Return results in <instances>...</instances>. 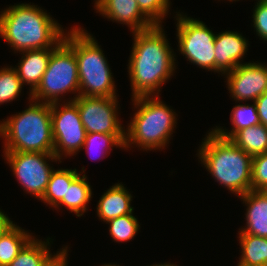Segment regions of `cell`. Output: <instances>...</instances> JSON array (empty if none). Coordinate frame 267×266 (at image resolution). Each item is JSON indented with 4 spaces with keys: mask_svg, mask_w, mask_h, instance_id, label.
<instances>
[{
    "mask_svg": "<svg viewBox=\"0 0 267 266\" xmlns=\"http://www.w3.org/2000/svg\"><path fill=\"white\" fill-rule=\"evenodd\" d=\"M53 48H43L21 51L23 55L18 66L13 67L21 79L22 84L29 85L30 94L39 86L51 57Z\"/></svg>",
    "mask_w": 267,
    "mask_h": 266,
    "instance_id": "obj_15",
    "label": "cell"
},
{
    "mask_svg": "<svg viewBox=\"0 0 267 266\" xmlns=\"http://www.w3.org/2000/svg\"><path fill=\"white\" fill-rule=\"evenodd\" d=\"M230 140L252 157L267 153V127L263 124L240 129Z\"/></svg>",
    "mask_w": 267,
    "mask_h": 266,
    "instance_id": "obj_21",
    "label": "cell"
},
{
    "mask_svg": "<svg viewBox=\"0 0 267 266\" xmlns=\"http://www.w3.org/2000/svg\"><path fill=\"white\" fill-rule=\"evenodd\" d=\"M50 239L42 241L34 236L8 266H46L56 256L50 252Z\"/></svg>",
    "mask_w": 267,
    "mask_h": 266,
    "instance_id": "obj_19",
    "label": "cell"
},
{
    "mask_svg": "<svg viewBox=\"0 0 267 266\" xmlns=\"http://www.w3.org/2000/svg\"><path fill=\"white\" fill-rule=\"evenodd\" d=\"M33 237L14 223L0 236V266H8Z\"/></svg>",
    "mask_w": 267,
    "mask_h": 266,
    "instance_id": "obj_22",
    "label": "cell"
},
{
    "mask_svg": "<svg viewBox=\"0 0 267 266\" xmlns=\"http://www.w3.org/2000/svg\"><path fill=\"white\" fill-rule=\"evenodd\" d=\"M241 257L237 266H267V238L238 232Z\"/></svg>",
    "mask_w": 267,
    "mask_h": 266,
    "instance_id": "obj_20",
    "label": "cell"
},
{
    "mask_svg": "<svg viewBox=\"0 0 267 266\" xmlns=\"http://www.w3.org/2000/svg\"><path fill=\"white\" fill-rule=\"evenodd\" d=\"M17 182L23 190L41 199L47 188L50 175L54 170L48 161H59L54 154L41 152H3ZM48 160V161H47ZM51 166V167H50Z\"/></svg>",
    "mask_w": 267,
    "mask_h": 266,
    "instance_id": "obj_10",
    "label": "cell"
},
{
    "mask_svg": "<svg viewBox=\"0 0 267 266\" xmlns=\"http://www.w3.org/2000/svg\"><path fill=\"white\" fill-rule=\"evenodd\" d=\"M178 50L187 61L199 68L215 72V37L207 25L199 19L176 14Z\"/></svg>",
    "mask_w": 267,
    "mask_h": 266,
    "instance_id": "obj_8",
    "label": "cell"
},
{
    "mask_svg": "<svg viewBox=\"0 0 267 266\" xmlns=\"http://www.w3.org/2000/svg\"><path fill=\"white\" fill-rule=\"evenodd\" d=\"M150 266H177V265L176 264H172V263H164V264L163 263H161V264L159 263V264H152Z\"/></svg>",
    "mask_w": 267,
    "mask_h": 266,
    "instance_id": "obj_35",
    "label": "cell"
},
{
    "mask_svg": "<svg viewBox=\"0 0 267 266\" xmlns=\"http://www.w3.org/2000/svg\"><path fill=\"white\" fill-rule=\"evenodd\" d=\"M141 12L154 24L162 25L169 12L170 0H136Z\"/></svg>",
    "mask_w": 267,
    "mask_h": 266,
    "instance_id": "obj_28",
    "label": "cell"
},
{
    "mask_svg": "<svg viewBox=\"0 0 267 266\" xmlns=\"http://www.w3.org/2000/svg\"><path fill=\"white\" fill-rule=\"evenodd\" d=\"M64 40L74 49L81 96L117 97L111 68L93 35L80 26L71 27Z\"/></svg>",
    "mask_w": 267,
    "mask_h": 266,
    "instance_id": "obj_6",
    "label": "cell"
},
{
    "mask_svg": "<svg viewBox=\"0 0 267 266\" xmlns=\"http://www.w3.org/2000/svg\"><path fill=\"white\" fill-rule=\"evenodd\" d=\"M102 266H120V265H117V264H102Z\"/></svg>",
    "mask_w": 267,
    "mask_h": 266,
    "instance_id": "obj_36",
    "label": "cell"
},
{
    "mask_svg": "<svg viewBox=\"0 0 267 266\" xmlns=\"http://www.w3.org/2000/svg\"><path fill=\"white\" fill-rule=\"evenodd\" d=\"M109 234L114 242H127L133 239L140 230L139 221L133 214H126L106 222Z\"/></svg>",
    "mask_w": 267,
    "mask_h": 266,
    "instance_id": "obj_26",
    "label": "cell"
},
{
    "mask_svg": "<svg viewBox=\"0 0 267 266\" xmlns=\"http://www.w3.org/2000/svg\"><path fill=\"white\" fill-rule=\"evenodd\" d=\"M77 169L53 170L43 197L40 199L47 205L55 207L61 200H66L67 185H70L79 175Z\"/></svg>",
    "mask_w": 267,
    "mask_h": 266,
    "instance_id": "obj_23",
    "label": "cell"
},
{
    "mask_svg": "<svg viewBox=\"0 0 267 266\" xmlns=\"http://www.w3.org/2000/svg\"><path fill=\"white\" fill-rule=\"evenodd\" d=\"M253 10V27L261 40L267 41V0H256Z\"/></svg>",
    "mask_w": 267,
    "mask_h": 266,
    "instance_id": "obj_30",
    "label": "cell"
},
{
    "mask_svg": "<svg viewBox=\"0 0 267 266\" xmlns=\"http://www.w3.org/2000/svg\"><path fill=\"white\" fill-rule=\"evenodd\" d=\"M132 198L122 183L114 184L99 198L97 216L106 223L119 216L132 214L134 210L131 206Z\"/></svg>",
    "mask_w": 267,
    "mask_h": 266,
    "instance_id": "obj_17",
    "label": "cell"
},
{
    "mask_svg": "<svg viewBox=\"0 0 267 266\" xmlns=\"http://www.w3.org/2000/svg\"><path fill=\"white\" fill-rule=\"evenodd\" d=\"M162 26L154 25L133 33L128 60L132 98L159 96L162 85L176 70V56Z\"/></svg>",
    "mask_w": 267,
    "mask_h": 266,
    "instance_id": "obj_1",
    "label": "cell"
},
{
    "mask_svg": "<svg viewBox=\"0 0 267 266\" xmlns=\"http://www.w3.org/2000/svg\"><path fill=\"white\" fill-rule=\"evenodd\" d=\"M94 7L103 17L127 25L132 33L154 26L136 0H95Z\"/></svg>",
    "mask_w": 267,
    "mask_h": 266,
    "instance_id": "obj_13",
    "label": "cell"
},
{
    "mask_svg": "<svg viewBox=\"0 0 267 266\" xmlns=\"http://www.w3.org/2000/svg\"><path fill=\"white\" fill-rule=\"evenodd\" d=\"M60 107V108H59ZM52 134L54 140V155L60 160L71 157L82 150L86 131L82 124L77 104L68 101L51 104Z\"/></svg>",
    "mask_w": 267,
    "mask_h": 266,
    "instance_id": "obj_9",
    "label": "cell"
},
{
    "mask_svg": "<svg viewBox=\"0 0 267 266\" xmlns=\"http://www.w3.org/2000/svg\"><path fill=\"white\" fill-rule=\"evenodd\" d=\"M260 124L267 127V90L255 100Z\"/></svg>",
    "mask_w": 267,
    "mask_h": 266,
    "instance_id": "obj_31",
    "label": "cell"
},
{
    "mask_svg": "<svg viewBox=\"0 0 267 266\" xmlns=\"http://www.w3.org/2000/svg\"><path fill=\"white\" fill-rule=\"evenodd\" d=\"M68 247H63L61 250H60V266H68Z\"/></svg>",
    "mask_w": 267,
    "mask_h": 266,
    "instance_id": "obj_33",
    "label": "cell"
},
{
    "mask_svg": "<svg viewBox=\"0 0 267 266\" xmlns=\"http://www.w3.org/2000/svg\"><path fill=\"white\" fill-rule=\"evenodd\" d=\"M80 95L79 76L74 49L63 41L52 51L48 67L31 99L43 103L61 102L66 93ZM61 98V99H60Z\"/></svg>",
    "mask_w": 267,
    "mask_h": 266,
    "instance_id": "obj_7",
    "label": "cell"
},
{
    "mask_svg": "<svg viewBox=\"0 0 267 266\" xmlns=\"http://www.w3.org/2000/svg\"><path fill=\"white\" fill-rule=\"evenodd\" d=\"M46 266H60V250L56 252V256Z\"/></svg>",
    "mask_w": 267,
    "mask_h": 266,
    "instance_id": "obj_34",
    "label": "cell"
},
{
    "mask_svg": "<svg viewBox=\"0 0 267 266\" xmlns=\"http://www.w3.org/2000/svg\"><path fill=\"white\" fill-rule=\"evenodd\" d=\"M23 84L17 71L12 67L0 68V104L15 100L21 94Z\"/></svg>",
    "mask_w": 267,
    "mask_h": 266,
    "instance_id": "obj_27",
    "label": "cell"
},
{
    "mask_svg": "<svg viewBox=\"0 0 267 266\" xmlns=\"http://www.w3.org/2000/svg\"><path fill=\"white\" fill-rule=\"evenodd\" d=\"M230 120L233 127L230 129H223L222 127H214L213 130L218 136L230 139L240 129H245L251 126L260 124L256 105L253 102L250 104H237L232 108Z\"/></svg>",
    "mask_w": 267,
    "mask_h": 266,
    "instance_id": "obj_24",
    "label": "cell"
},
{
    "mask_svg": "<svg viewBox=\"0 0 267 266\" xmlns=\"http://www.w3.org/2000/svg\"><path fill=\"white\" fill-rule=\"evenodd\" d=\"M224 75L227 90L236 102H255L267 90V64L244 62Z\"/></svg>",
    "mask_w": 267,
    "mask_h": 266,
    "instance_id": "obj_12",
    "label": "cell"
},
{
    "mask_svg": "<svg viewBox=\"0 0 267 266\" xmlns=\"http://www.w3.org/2000/svg\"><path fill=\"white\" fill-rule=\"evenodd\" d=\"M125 135H110L104 133H86L83 148L86 149L87 154L91 160H96L94 154L102 159L106 154H109L113 147L124 148ZM94 156V157H93ZM98 158L99 160H101ZM97 159V160H98Z\"/></svg>",
    "mask_w": 267,
    "mask_h": 266,
    "instance_id": "obj_25",
    "label": "cell"
},
{
    "mask_svg": "<svg viewBox=\"0 0 267 266\" xmlns=\"http://www.w3.org/2000/svg\"><path fill=\"white\" fill-rule=\"evenodd\" d=\"M73 101L77 104L86 133L125 135V127L118 117V97L79 95Z\"/></svg>",
    "mask_w": 267,
    "mask_h": 266,
    "instance_id": "obj_11",
    "label": "cell"
},
{
    "mask_svg": "<svg viewBox=\"0 0 267 266\" xmlns=\"http://www.w3.org/2000/svg\"><path fill=\"white\" fill-rule=\"evenodd\" d=\"M203 140L197 156L213 179L237 197L250 191L253 157L213 130Z\"/></svg>",
    "mask_w": 267,
    "mask_h": 266,
    "instance_id": "obj_3",
    "label": "cell"
},
{
    "mask_svg": "<svg viewBox=\"0 0 267 266\" xmlns=\"http://www.w3.org/2000/svg\"><path fill=\"white\" fill-rule=\"evenodd\" d=\"M251 190L267 191V153L253 156Z\"/></svg>",
    "mask_w": 267,
    "mask_h": 266,
    "instance_id": "obj_29",
    "label": "cell"
},
{
    "mask_svg": "<svg viewBox=\"0 0 267 266\" xmlns=\"http://www.w3.org/2000/svg\"><path fill=\"white\" fill-rule=\"evenodd\" d=\"M86 174H80L70 185H67L66 200H61L54 208L66 207L77 217L83 216L88 211V203L91 201L92 189L87 182Z\"/></svg>",
    "mask_w": 267,
    "mask_h": 266,
    "instance_id": "obj_18",
    "label": "cell"
},
{
    "mask_svg": "<svg viewBox=\"0 0 267 266\" xmlns=\"http://www.w3.org/2000/svg\"><path fill=\"white\" fill-rule=\"evenodd\" d=\"M131 100L137 110L125 129L123 149L132 147L131 144L144 151L164 149L175 132L176 112L158 96H141Z\"/></svg>",
    "mask_w": 267,
    "mask_h": 266,
    "instance_id": "obj_5",
    "label": "cell"
},
{
    "mask_svg": "<svg viewBox=\"0 0 267 266\" xmlns=\"http://www.w3.org/2000/svg\"><path fill=\"white\" fill-rule=\"evenodd\" d=\"M248 40L237 31H222L215 37V72L226 74L243 64ZM242 59V60H241Z\"/></svg>",
    "mask_w": 267,
    "mask_h": 266,
    "instance_id": "obj_14",
    "label": "cell"
},
{
    "mask_svg": "<svg viewBox=\"0 0 267 266\" xmlns=\"http://www.w3.org/2000/svg\"><path fill=\"white\" fill-rule=\"evenodd\" d=\"M13 221L0 209V236L6 232L12 225Z\"/></svg>",
    "mask_w": 267,
    "mask_h": 266,
    "instance_id": "obj_32",
    "label": "cell"
},
{
    "mask_svg": "<svg viewBox=\"0 0 267 266\" xmlns=\"http://www.w3.org/2000/svg\"><path fill=\"white\" fill-rule=\"evenodd\" d=\"M246 205V226L239 232L267 238V191L250 190L239 196Z\"/></svg>",
    "mask_w": 267,
    "mask_h": 266,
    "instance_id": "obj_16",
    "label": "cell"
},
{
    "mask_svg": "<svg viewBox=\"0 0 267 266\" xmlns=\"http://www.w3.org/2000/svg\"><path fill=\"white\" fill-rule=\"evenodd\" d=\"M24 111L0 121L3 152H41L54 154L51 104L31 99Z\"/></svg>",
    "mask_w": 267,
    "mask_h": 266,
    "instance_id": "obj_4",
    "label": "cell"
},
{
    "mask_svg": "<svg viewBox=\"0 0 267 266\" xmlns=\"http://www.w3.org/2000/svg\"><path fill=\"white\" fill-rule=\"evenodd\" d=\"M0 12V36L16 53L57 47L64 39L63 27L38 5L15 4Z\"/></svg>",
    "mask_w": 267,
    "mask_h": 266,
    "instance_id": "obj_2",
    "label": "cell"
}]
</instances>
